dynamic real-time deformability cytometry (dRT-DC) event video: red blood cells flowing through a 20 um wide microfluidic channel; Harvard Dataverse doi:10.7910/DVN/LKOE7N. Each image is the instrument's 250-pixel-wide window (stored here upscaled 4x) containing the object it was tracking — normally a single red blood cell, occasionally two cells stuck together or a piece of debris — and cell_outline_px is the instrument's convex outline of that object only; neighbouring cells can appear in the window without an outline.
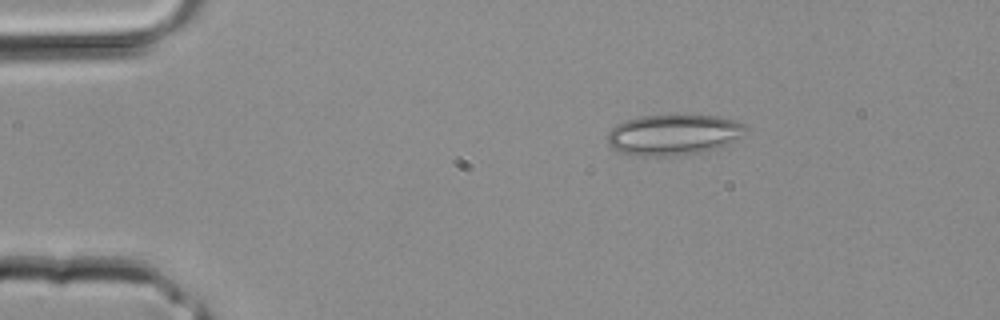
{"species": "common noctule bat (a hibernating species)", "species_latin": "Nyctalus noctula", "temperature_condition": "room temperature", "stored_images_in_passage": 2, "camera_frame_rate_fps": 3000, "um_per_image_px": 0.085, "animal": {"sex": "male", "body_mass_g": 20.4}, "frame": {"image": 1, "passage_image": 1, "time_ms": 0.0, "image_size_px": [1000, 320], "cell_outline_px": [[748, 132], [744, 136], [716, 148], [696, 152], [672, 156], [636, 156], [620, 152], [612, 148], [608, 144], [608, 132], [616, 124], [624, 120], [640, 116], [716, 116], [732, 120], [744, 124], [748, 128]], "centroid_in_image_um": [57.22, 11.46], "position_along_channel_um": 27.8, "area_um2": 32.6}}